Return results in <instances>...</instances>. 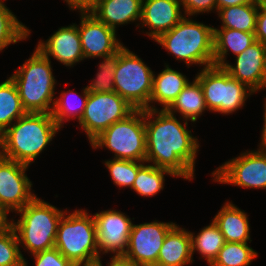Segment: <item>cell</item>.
<instances>
[{"label":"cell","mask_w":266,"mask_h":266,"mask_svg":"<svg viewBox=\"0 0 266 266\" xmlns=\"http://www.w3.org/2000/svg\"><path fill=\"white\" fill-rule=\"evenodd\" d=\"M258 10L259 5L257 0L249 4L222 8L217 12L222 22L220 28L255 33Z\"/></svg>","instance_id":"obj_25"},{"label":"cell","mask_w":266,"mask_h":266,"mask_svg":"<svg viewBox=\"0 0 266 266\" xmlns=\"http://www.w3.org/2000/svg\"><path fill=\"white\" fill-rule=\"evenodd\" d=\"M74 266H103V265H102V261L99 260V261L91 263V264H82V265H74Z\"/></svg>","instance_id":"obj_44"},{"label":"cell","mask_w":266,"mask_h":266,"mask_svg":"<svg viewBox=\"0 0 266 266\" xmlns=\"http://www.w3.org/2000/svg\"><path fill=\"white\" fill-rule=\"evenodd\" d=\"M135 108L117 92L89 93L79 125L91 143L117 121L125 119Z\"/></svg>","instance_id":"obj_10"},{"label":"cell","mask_w":266,"mask_h":266,"mask_svg":"<svg viewBox=\"0 0 266 266\" xmlns=\"http://www.w3.org/2000/svg\"><path fill=\"white\" fill-rule=\"evenodd\" d=\"M97 244L100 254L112 253L114 257L123 256L129 241L132 220L125 213L110 209L93 214Z\"/></svg>","instance_id":"obj_14"},{"label":"cell","mask_w":266,"mask_h":266,"mask_svg":"<svg viewBox=\"0 0 266 266\" xmlns=\"http://www.w3.org/2000/svg\"><path fill=\"white\" fill-rule=\"evenodd\" d=\"M7 215L8 213L0 206V230L10 225V220H8Z\"/></svg>","instance_id":"obj_42"},{"label":"cell","mask_w":266,"mask_h":266,"mask_svg":"<svg viewBox=\"0 0 266 266\" xmlns=\"http://www.w3.org/2000/svg\"><path fill=\"white\" fill-rule=\"evenodd\" d=\"M266 100V98H265ZM265 103L263 104L264 105V124H263V128H262V135H261V142L259 143L260 145L258 150L261 151V152H264L266 153V101H264Z\"/></svg>","instance_id":"obj_41"},{"label":"cell","mask_w":266,"mask_h":266,"mask_svg":"<svg viewBox=\"0 0 266 266\" xmlns=\"http://www.w3.org/2000/svg\"><path fill=\"white\" fill-rule=\"evenodd\" d=\"M65 210L59 221L54 247L73 265L100 260L93 215L84 209Z\"/></svg>","instance_id":"obj_6"},{"label":"cell","mask_w":266,"mask_h":266,"mask_svg":"<svg viewBox=\"0 0 266 266\" xmlns=\"http://www.w3.org/2000/svg\"><path fill=\"white\" fill-rule=\"evenodd\" d=\"M166 110L173 115L179 113L183 121L195 123L205 110L208 111L200 82L196 78L189 81Z\"/></svg>","instance_id":"obj_24"},{"label":"cell","mask_w":266,"mask_h":266,"mask_svg":"<svg viewBox=\"0 0 266 266\" xmlns=\"http://www.w3.org/2000/svg\"><path fill=\"white\" fill-rule=\"evenodd\" d=\"M165 174L176 177L167 169L156 167L153 164L146 165L144 163L138 169L132 190L142 197L155 196L164 189Z\"/></svg>","instance_id":"obj_29"},{"label":"cell","mask_w":266,"mask_h":266,"mask_svg":"<svg viewBox=\"0 0 266 266\" xmlns=\"http://www.w3.org/2000/svg\"><path fill=\"white\" fill-rule=\"evenodd\" d=\"M184 16H195L200 13L217 12L216 0H178Z\"/></svg>","instance_id":"obj_36"},{"label":"cell","mask_w":266,"mask_h":266,"mask_svg":"<svg viewBox=\"0 0 266 266\" xmlns=\"http://www.w3.org/2000/svg\"><path fill=\"white\" fill-rule=\"evenodd\" d=\"M88 94L89 93L84 87L81 95L77 92L68 90L62 91L59 98L55 97V103L51 114L60 128H62L64 123L69 121V119L72 120L76 118L78 120L77 122L80 121L85 110ZM75 98L77 100H75Z\"/></svg>","instance_id":"obj_28"},{"label":"cell","mask_w":266,"mask_h":266,"mask_svg":"<svg viewBox=\"0 0 266 266\" xmlns=\"http://www.w3.org/2000/svg\"><path fill=\"white\" fill-rule=\"evenodd\" d=\"M27 112L10 77L0 83V134Z\"/></svg>","instance_id":"obj_26"},{"label":"cell","mask_w":266,"mask_h":266,"mask_svg":"<svg viewBox=\"0 0 266 266\" xmlns=\"http://www.w3.org/2000/svg\"><path fill=\"white\" fill-rule=\"evenodd\" d=\"M112 258H110V262L108 263L107 262V266H139V265H136L132 262H130L129 260L125 259L124 257L122 256H118V257H114V256H111Z\"/></svg>","instance_id":"obj_40"},{"label":"cell","mask_w":266,"mask_h":266,"mask_svg":"<svg viewBox=\"0 0 266 266\" xmlns=\"http://www.w3.org/2000/svg\"><path fill=\"white\" fill-rule=\"evenodd\" d=\"M255 38L266 46V14L260 8L256 17Z\"/></svg>","instance_id":"obj_37"},{"label":"cell","mask_w":266,"mask_h":266,"mask_svg":"<svg viewBox=\"0 0 266 266\" xmlns=\"http://www.w3.org/2000/svg\"><path fill=\"white\" fill-rule=\"evenodd\" d=\"M195 78L200 82L208 111L233 114L245 106L254 92L219 66L204 67Z\"/></svg>","instance_id":"obj_8"},{"label":"cell","mask_w":266,"mask_h":266,"mask_svg":"<svg viewBox=\"0 0 266 266\" xmlns=\"http://www.w3.org/2000/svg\"><path fill=\"white\" fill-rule=\"evenodd\" d=\"M51 60L37 47L10 76L15 83L26 112L52 113L55 103V85Z\"/></svg>","instance_id":"obj_4"},{"label":"cell","mask_w":266,"mask_h":266,"mask_svg":"<svg viewBox=\"0 0 266 266\" xmlns=\"http://www.w3.org/2000/svg\"><path fill=\"white\" fill-rule=\"evenodd\" d=\"M175 225L158 220L133 224L128 247L122 257L139 266H156L164 239Z\"/></svg>","instance_id":"obj_12"},{"label":"cell","mask_w":266,"mask_h":266,"mask_svg":"<svg viewBox=\"0 0 266 266\" xmlns=\"http://www.w3.org/2000/svg\"><path fill=\"white\" fill-rule=\"evenodd\" d=\"M229 75L245 84L254 93L266 88V46L256 41L236 56L235 65L223 66Z\"/></svg>","instance_id":"obj_16"},{"label":"cell","mask_w":266,"mask_h":266,"mask_svg":"<svg viewBox=\"0 0 266 266\" xmlns=\"http://www.w3.org/2000/svg\"><path fill=\"white\" fill-rule=\"evenodd\" d=\"M254 0H216L217 12L225 7L252 3Z\"/></svg>","instance_id":"obj_39"},{"label":"cell","mask_w":266,"mask_h":266,"mask_svg":"<svg viewBox=\"0 0 266 266\" xmlns=\"http://www.w3.org/2000/svg\"><path fill=\"white\" fill-rule=\"evenodd\" d=\"M214 182L241 188L266 189V153L251 150L226 161L211 174Z\"/></svg>","instance_id":"obj_11"},{"label":"cell","mask_w":266,"mask_h":266,"mask_svg":"<svg viewBox=\"0 0 266 266\" xmlns=\"http://www.w3.org/2000/svg\"><path fill=\"white\" fill-rule=\"evenodd\" d=\"M193 262L190 231L176 224L164 239L156 266H185Z\"/></svg>","instance_id":"obj_19"},{"label":"cell","mask_w":266,"mask_h":266,"mask_svg":"<svg viewBox=\"0 0 266 266\" xmlns=\"http://www.w3.org/2000/svg\"><path fill=\"white\" fill-rule=\"evenodd\" d=\"M192 257L194 252L200 254V258L206 259L210 265L225 244V239L218 226L212 222L202 228L198 234L190 232Z\"/></svg>","instance_id":"obj_27"},{"label":"cell","mask_w":266,"mask_h":266,"mask_svg":"<svg viewBox=\"0 0 266 266\" xmlns=\"http://www.w3.org/2000/svg\"><path fill=\"white\" fill-rule=\"evenodd\" d=\"M214 65L223 67L227 61L228 52L234 56L245 51L256 42L255 33L243 32L227 28H214Z\"/></svg>","instance_id":"obj_23"},{"label":"cell","mask_w":266,"mask_h":266,"mask_svg":"<svg viewBox=\"0 0 266 266\" xmlns=\"http://www.w3.org/2000/svg\"><path fill=\"white\" fill-rule=\"evenodd\" d=\"M259 8L266 14V0H257Z\"/></svg>","instance_id":"obj_43"},{"label":"cell","mask_w":266,"mask_h":266,"mask_svg":"<svg viewBox=\"0 0 266 266\" xmlns=\"http://www.w3.org/2000/svg\"><path fill=\"white\" fill-rule=\"evenodd\" d=\"M184 16L171 30L161 34L155 42L176 60L191 65H214V27Z\"/></svg>","instance_id":"obj_3"},{"label":"cell","mask_w":266,"mask_h":266,"mask_svg":"<svg viewBox=\"0 0 266 266\" xmlns=\"http://www.w3.org/2000/svg\"><path fill=\"white\" fill-rule=\"evenodd\" d=\"M153 75L151 68L126 46L118 50L114 72L115 92L135 109H149Z\"/></svg>","instance_id":"obj_9"},{"label":"cell","mask_w":266,"mask_h":266,"mask_svg":"<svg viewBox=\"0 0 266 266\" xmlns=\"http://www.w3.org/2000/svg\"><path fill=\"white\" fill-rule=\"evenodd\" d=\"M257 256L248 243L225 242L209 266H249Z\"/></svg>","instance_id":"obj_31"},{"label":"cell","mask_w":266,"mask_h":266,"mask_svg":"<svg viewBox=\"0 0 266 266\" xmlns=\"http://www.w3.org/2000/svg\"><path fill=\"white\" fill-rule=\"evenodd\" d=\"M248 215L232 202H225L213 221L224 236L225 242L251 243Z\"/></svg>","instance_id":"obj_21"},{"label":"cell","mask_w":266,"mask_h":266,"mask_svg":"<svg viewBox=\"0 0 266 266\" xmlns=\"http://www.w3.org/2000/svg\"><path fill=\"white\" fill-rule=\"evenodd\" d=\"M188 83L189 80L186 75L172 69L169 64H165L162 72L153 75V89L149 99V109H158L153 105L155 102L159 103L160 106L162 105V110H166Z\"/></svg>","instance_id":"obj_22"},{"label":"cell","mask_w":266,"mask_h":266,"mask_svg":"<svg viewBox=\"0 0 266 266\" xmlns=\"http://www.w3.org/2000/svg\"><path fill=\"white\" fill-rule=\"evenodd\" d=\"M60 129L51 113L27 112L0 134V155L30 166Z\"/></svg>","instance_id":"obj_2"},{"label":"cell","mask_w":266,"mask_h":266,"mask_svg":"<svg viewBox=\"0 0 266 266\" xmlns=\"http://www.w3.org/2000/svg\"><path fill=\"white\" fill-rule=\"evenodd\" d=\"M146 162L109 159L104 162L109 170L113 183L118 187H128L132 189L135 178L138 174V169Z\"/></svg>","instance_id":"obj_34"},{"label":"cell","mask_w":266,"mask_h":266,"mask_svg":"<svg viewBox=\"0 0 266 266\" xmlns=\"http://www.w3.org/2000/svg\"><path fill=\"white\" fill-rule=\"evenodd\" d=\"M35 266H74L55 247L32 254Z\"/></svg>","instance_id":"obj_35"},{"label":"cell","mask_w":266,"mask_h":266,"mask_svg":"<svg viewBox=\"0 0 266 266\" xmlns=\"http://www.w3.org/2000/svg\"><path fill=\"white\" fill-rule=\"evenodd\" d=\"M11 225L0 230V266H27Z\"/></svg>","instance_id":"obj_32"},{"label":"cell","mask_w":266,"mask_h":266,"mask_svg":"<svg viewBox=\"0 0 266 266\" xmlns=\"http://www.w3.org/2000/svg\"><path fill=\"white\" fill-rule=\"evenodd\" d=\"M145 162L171 171L176 178L194 179L199 141L176 115L162 109H144Z\"/></svg>","instance_id":"obj_1"},{"label":"cell","mask_w":266,"mask_h":266,"mask_svg":"<svg viewBox=\"0 0 266 266\" xmlns=\"http://www.w3.org/2000/svg\"><path fill=\"white\" fill-rule=\"evenodd\" d=\"M31 31L17 19V16L0 0V51L9 45L26 40Z\"/></svg>","instance_id":"obj_30"},{"label":"cell","mask_w":266,"mask_h":266,"mask_svg":"<svg viewBox=\"0 0 266 266\" xmlns=\"http://www.w3.org/2000/svg\"><path fill=\"white\" fill-rule=\"evenodd\" d=\"M182 11L178 0H143L141 23H136V27H148L146 35L156 40L180 22Z\"/></svg>","instance_id":"obj_18"},{"label":"cell","mask_w":266,"mask_h":266,"mask_svg":"<svg viewBox=\"0 0 266 266\" xmlns=\"http://www.w3.org/2000/svg\"><path fill=\"white\" fill-rule=\"evenodd\" d=\"M79 30L85 59L99 58L116 53L123 44L116 35V30L99 21L92 13H80Z\"/></svg>","instance_id":"obj_15"},{"label":"cell","mask_w":266,"mask_h":266,"mask_svg":"<svg viewBox=\"0 0 266 266\" xmlns=\"http://www.w3.org/2000/svg\"><path fill=\"white\" fill-rule=\"evenodd\" d=\"M143 0H104L90 12L108 27L141 21Z\"/></svg>","instance_id":"obj_20"},{"label":"cell","mask_w":266,"mask_h":266,"mask_svg":"<svg viewBox=\"0 0 266 266\" xmlns=\"http://www.w3.org/2000/svg\"><path fill=\"white\" fill-rule=\"evenodd\" d=\"M37 48L47 58L52 56L68 67L85 60L77 24L58 28L46 41L41 39Z\"/></svg>","instance_id":"obj_17"},{"label":"cell","mask_w":266,"mask_h":266,"mask_svg":"<svg viewBox=\"0 0 266 266\" xmlns=\"http://www.w3.org/2000/svg\"><path fill=\"white\" fill-rule=\"evenodd\" d=\"M16 213L20 214V218L15 221L12 217L10 225L16 233L20 249L22 246L32 255L54 247L64 210L36 196Z\"/></svg>","instance_id":"obj_5"},{"label":"cell","mask_w":266,"mask_h":266,"mask_svg":"<svg viewBox=\"0 0 266 266\" xmlns=\"http://www.w3.org/2000/svg\"><path fill=\"white\" fill-rule=\"evenodd\" d=\"M99 63L98 72L88 86L85 87L88 93L115 92L114 72L118 61V51L102 57Z\"/></svg>","instance_id":"obj_33"},{"label":"cell","mask_w":266,"mask_h":266,"mask_svg":"<svg viewBox=\"0 0 266 266\" xmlns=\"http://www.w3.org/2000/svg\"><path fill=\"white\" fill-rule=\"evenodd\" d=\"M102 1H104V0H94V8L96 7L97 4H99Z\"/></svg>","instance_id":"obj_45"},{"label":"cell","mask_w":266,"mask_h":266,"mask_svg":"<svg viewBox=\"0 0 266 266\" xmlns=\"http://www.w3.org/2000/svg\"><path fill=\"white\" fill-rule=\"evenodd\" d=\"M92 148H106L114 159L145 162L146 129L144 110L135 109L125 119L112 124L91 143Z\"/></svg>","instance_id":"obj_7"},{"label":"cell","mask_w":266,"mask_h":266,"mask_svg":"<svg viewBox=\"0 0 266 266\" xmlns=\"http://www.w3.org/2000/svg\"><path fill=\"white\" fill-rule=\"evenodd\" d=\"M69 9L78 10L80 13H88L94 9V0H64Z\"/></svg>","instance_id":"obj_38"},{"label":"cell","mask_w":266,"mask_h":266,"mask_svg":"<svg viewBox=\"0 0 266 266\" xmlns=\"http://www.w3.org/2000/svg\"><path fill=\"white\" fill-rule=\"evenodd\" d=\"M28 167L0 155V206L7 213H16L37 196L26 174Z\"/></svg>","instance_id":"obj_13"}]
</instances>
